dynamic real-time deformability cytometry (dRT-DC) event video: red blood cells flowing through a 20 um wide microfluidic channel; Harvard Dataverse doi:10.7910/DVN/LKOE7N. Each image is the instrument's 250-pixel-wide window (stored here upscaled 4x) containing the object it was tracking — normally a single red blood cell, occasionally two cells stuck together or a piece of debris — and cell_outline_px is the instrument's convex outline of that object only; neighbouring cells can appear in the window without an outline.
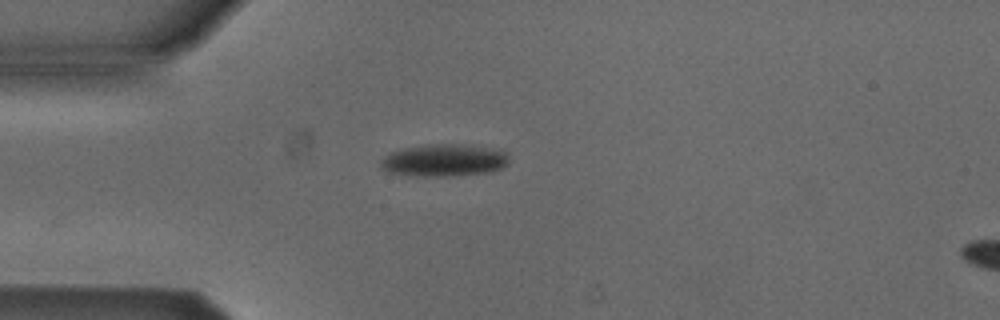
{"species": "Egyptian fruit bat (a non-hibernating species)", "species_latin": "Rousettus aegyptiacus", "temperature_condition": "cold", "stored_images_in_passage": 10, "camera_frame_rate_fps": 3000, "um_per_image_px": 0.085, "animal": {"sex": "male"}, "frame": {"image": 1, "passage_image": 1, "time_ms": 0.0, "image_size_px": [1000, 320], "cell_outline_px": [[508, 164], [492, 172], [452, 176], [408, 176], [388, 172], [380, 168], [380, 160], [392, 152], [408, 148], [436, 144], [456, 144], [488, 148], [508, 152]], "centroid_in_image_um": [37.75, 13.65], "position_along_channel_um": 47.3, "area_um2": 23.99}}
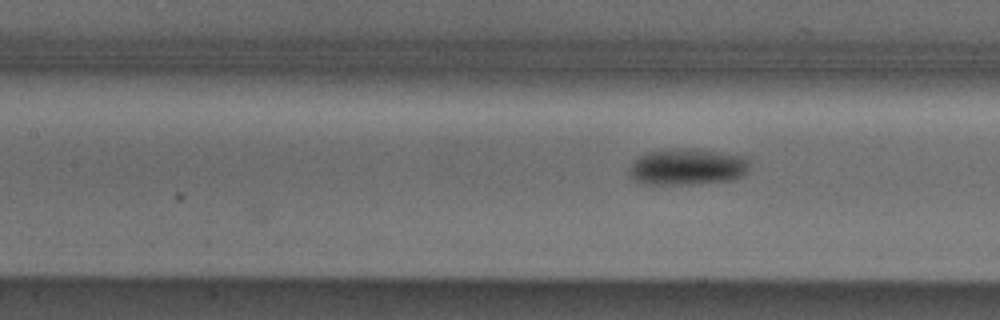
{"frame": {"image": 2, "passage_image": 10, "time_ms": 3.0, "image_size_px": [1000, 320], "cell_outline_px": [[748, 168], [740, 176], [732, 180], [692, 184], [644, 184], [636, 180], [632, 176], [632, 160], [636, 156], [644, 152], [672, 148], [696, 148], [744, 156], [748, 160]], "centroid_in_image_um": [58.4, 14.15], "position_along_channel_um": 149.0, "area_um2": 25.55}}